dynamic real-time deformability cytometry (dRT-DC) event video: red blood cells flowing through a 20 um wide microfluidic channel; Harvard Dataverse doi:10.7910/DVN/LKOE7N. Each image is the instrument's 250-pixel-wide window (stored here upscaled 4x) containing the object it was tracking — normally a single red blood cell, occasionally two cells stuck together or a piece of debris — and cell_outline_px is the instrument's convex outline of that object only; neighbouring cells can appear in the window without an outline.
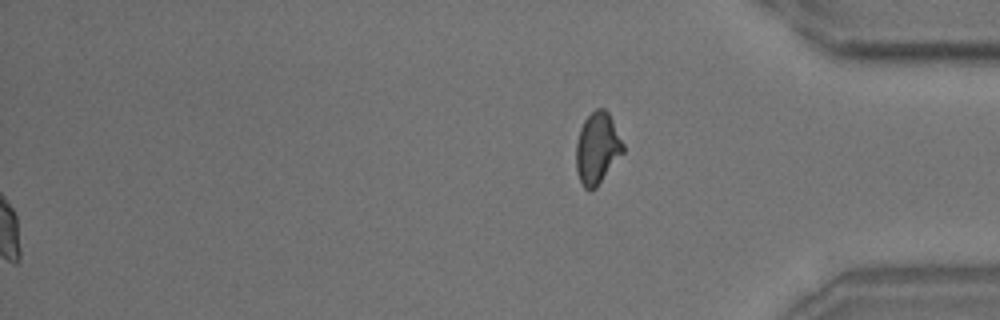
{"species": "common noctule bat (a hibernating species)", "species_latin": "Nyctalus noctula", "temperature_condition": "room temperature", "stored_images_in_passage": 56, "segment_of_instrument_passage": [2, 2], "camera_frame_rate_fps": 3000, "um_per_image_px": 0.085, "animal": {"sex": "male", "body_mass_g": 18.8}, "frame": {"image": 1, "passage_image": 56, "time_ms": 18.333, "image_size_px": [1000, 320], "cell_outline_px": [[624, 152], [596, 188], [584, 188], [580, 180], [576, 168], [576, 144], [580, 128], [584, 120], [596, 108], [604, 108], [608, 112], [624, 144]], "centroid_in_image_um": [50.77, 12.59], "position_along_channel_um": 384.4, "area_um2": 19.42}}